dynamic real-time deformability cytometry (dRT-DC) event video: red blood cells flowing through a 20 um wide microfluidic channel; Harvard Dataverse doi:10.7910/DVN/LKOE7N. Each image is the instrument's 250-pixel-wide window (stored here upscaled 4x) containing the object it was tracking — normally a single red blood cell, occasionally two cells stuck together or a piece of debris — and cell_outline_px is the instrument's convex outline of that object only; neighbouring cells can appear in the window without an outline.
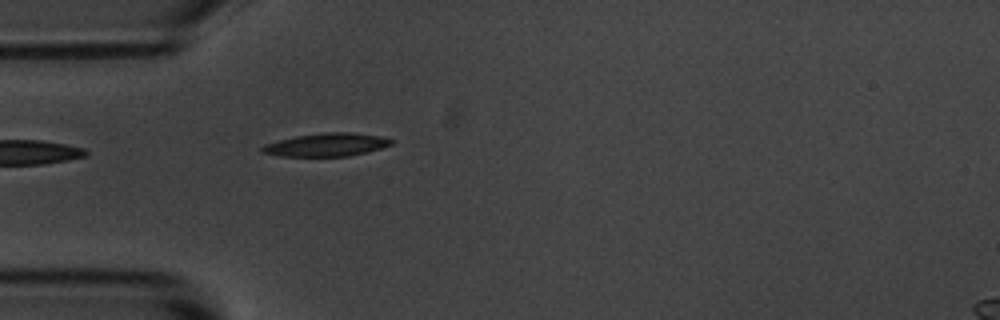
{"species": "common noctule bat (a hibernating species)", "species_latin": "Nyctalus noctula", "temperature_condition": "room temperature", "stored_images_in_passage": 40, "camera_frame_rate_fps": 3000, "um_per_image_px": 0.085, "animal": {"sex": "male", "body_mass_g": 20.1, "forearm_length_mm": 53.5}, "frame": {"image": 1, "passage_image": 1, "time_ms": 0.0, "image_size_px": [1000, 320], "cell_outline_px": [[392, 144], [368, 152], [348, 156], [280, 156], [260, 152], [260, 148], [264, 144], [296, 136], [324, 132], [352, 132], [380, 136], [392, 140]], "centroid_in_image_um": [27.73, 12.3], "position_along_channel_um": 57.3, "area_um2": 17.34}}
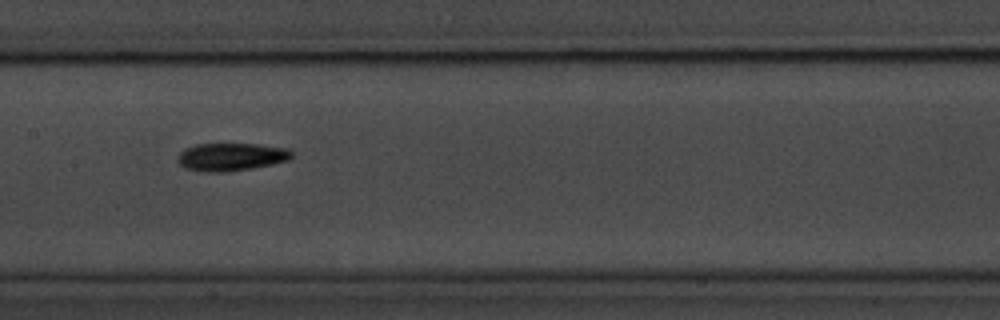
{"frame": {"image": 2, "passage_image": 12, "time_ms": 3.667, "image_size_px": [1000, 320], "cell_outline_px": [[292, 156], [288, 160], [272, 164], [252, 168], [224, 172], [204, 172], [184, 168], [176, 160], [176, 156], [184, 148], [196, 144], [256, 144], [288, 148], [292, 152]], "centroid_in_image_um": [19.6, 13.33], "position_along_channel_um": 187.8, "area_um2": 18.61}}
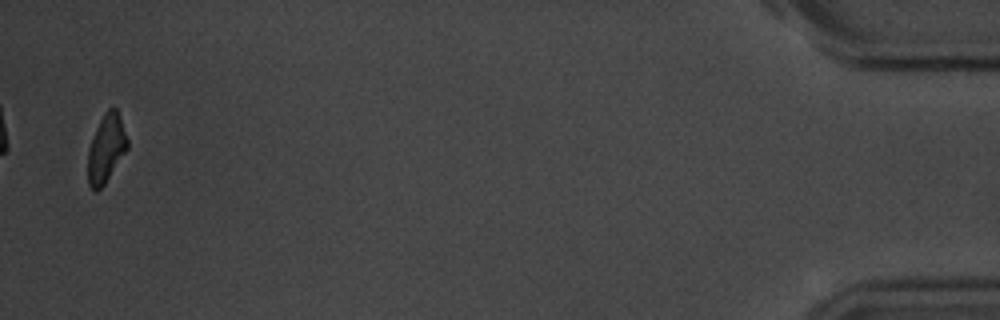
{"frame": {"image": 3, "passage_image": 39, "time_ms": 12.667, "image_size_px": [1000, 320], "cell_outline_px": [[128, 148], [104, 184], [96, 192], [88, 184], [88, 148], [96, 128], [104, 112], [108, 108], [116, 108], [120, 116], [128, 140]], "centroid_in_image_um": [9.02, 12.6], "position_along_channel_um": 426.2, "area_um2": 15.55}, "authors_computed_cell_mechanics": {"area_um2": 17.4845, "velocity_mm_per_s": 3.6433, "shape_relaxation_time_tau1_ms": 4.3717, "shape_relaxation_time_tau2_ms": null, "deformation_change_tau1": 0.1343, "deformation_change_tau2": null}}